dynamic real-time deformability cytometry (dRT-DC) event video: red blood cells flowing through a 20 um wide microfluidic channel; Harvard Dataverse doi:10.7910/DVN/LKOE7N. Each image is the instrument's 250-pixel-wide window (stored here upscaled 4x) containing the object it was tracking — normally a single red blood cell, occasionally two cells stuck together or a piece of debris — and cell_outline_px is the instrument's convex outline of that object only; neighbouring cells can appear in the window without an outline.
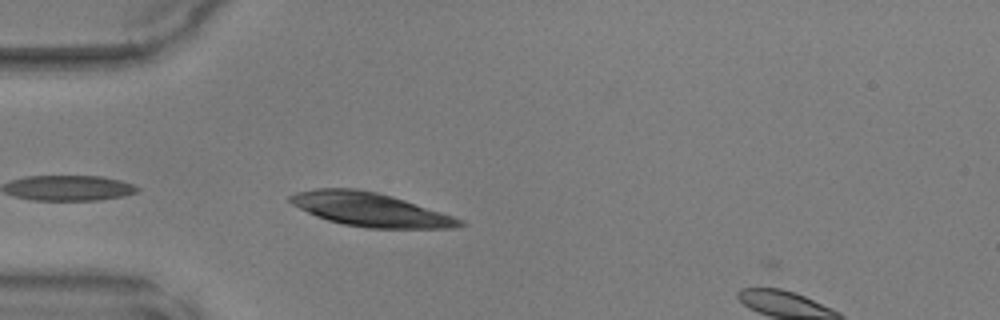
{"species": "common noctule bat (a hibernating species)", "species_latin": "Nyctalus noctula", "temperature_condition": "warm", "stored_images_in_passage": 35, "camera_frame_rate_fps": 3000, "um_per_image_px": 0.085, "animal": {"sex": "male", "body_mass_g": 17.9, "forearm_length_mm": 54.2}, "frame": {"image": 1, "passage_image": 4, "time_ms": 1.0, "image_size_px": [1000, 320], "cell_outline_px": [[468, 224], [452, 228], [364, 228], [344, 224], [328, 220], [316, 216], [292, 204], [288, 200], [288, 196], [296, 192], [316, 188], [356, 188], [376, 192], [392, 196], [464, 220]], "centroid_in_image_um": [31.45, 17.81], "position_along_channel_um": 53.5, "area_um2": 33.06}}